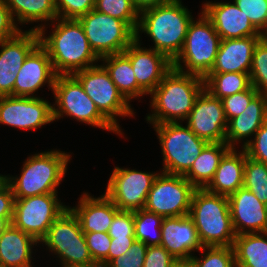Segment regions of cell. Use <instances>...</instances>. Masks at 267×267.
I'll return each mask as SVG.
<instances>
[{"label":"cell","mask_w":267,"mask_h":267,"mask_svg":"<svg viewBox=\"0 0 267 267\" xmlns=\"http://www.w3.org/2000/svg\"><path fill=\"white\" fill-rule=\"evenodd\" d=\"M94 9L124 21L136 32L140 12L135 8L132 0H95Z\"/></svg>","instance_id":"35"},{"label":"cell","mask_w":267,"mask_h":267,"mask_svg":"<svg viewBox=\"0 0 267 267\" xmlns=\"http://www.w3.org/2000/svg\"><path fill=\"white\" fill-rule=\"evenodd\" d=\"M237 152L230 148L221 158L212 181L205 188L208 192L228 197L243 187L246 152L243 148Z\"/></svg>","instance_id":"25"},{"label":"cell","mask_w":267,"mask_h":267,"mask_svg":"<svg viewBox=\"0 0 267 267\" xmlns=\"http://www.w3.org/2000/svg\"><path fill=\"white\" fill-rule=\"evenodd\" d=\"M73 76L80 82L99 111L122 132L116 119L117 116L133 117L135 112L131 104L119 92L102 64L78 71Z\"/></svg>","instance_id":"10"},{"label":"cell","mask_w":267,"mask_h":267,"mask_svg":"<svg viewBox=\"0 0 267 267\" xmlns=\"http://www.w3.org/2000/svg\"><path fill=\"white\" fill-rule=\"evenodd\" d=\"M249 76L251 85L259 93L267 95V35L255 46Z\"/></svg>","instance_id":"36"},{"label":"cell","mask_w":267,"mask_h":267,"mask_svg":"<svg viewBox=\"0 0 267 267\" xmlns=\"http://www.w3.org/2000/svg\"><path fill=\"white\" fill-rule=\"evenodd\" d=\"M39 242L12 224L0 236L1 267H33L32 251Z\"/></svg>","instance_id":"26"},{"label":"cell","mask_w":267,"mask_h":267,"mask_svg":"<svg viewBox=\"0 0 267 267\" xmlns=\"http://www.w3.org/2000/svg\"><path fill=\"white\" fill-rule=\"evenodd\" d=\"M41 243L47 246L49 252L57 255L62 267H81L95 263L79 220L69 207L53 222Z\"/></svg>","instance_id":"9"},{"label":"cell","mask_w":267,"mask_h":267,"mask_svg":"<svg viewBox=\"0 0 267 267\" xmlns=\"http://www.w3.org/2000/svg\"><path fill=\"white\" fill-rule=\"evenodd\" d=\"M13 217H0V236L4 233V231L11 224Z\"/></svg>","instance_id":"52"},{"label":"cell","mask_w":267,"mask_h":267,"mask_svg":"<svg viewBox=\"0 0 267 267\" xmlns=\"http://www.w3.org/2000/svg\"><path fill=\"white\" fill-rule=\"evenodd\" d=\"M135 8L141 12L147 8L160 6L173 0H132Z\"/></svg>","instance_id":"50"},{"label":"cell","mask_w":267,"mask_h":267,"mask_svg":"<svg viewBox=\"0 0 267 267\" xmlns=\"http://www.w3.org/2000/svg\"><path fill=\"white\" fill-rule=\"evenodd\" d=\"M53 22L57 24L53 25L54 30L48 36H45L46 25L43 23L29 30L39 32L40 44L48 52L56 75H73L100 61L78 20L57 18Z\"/></svg>","instance_id":"1"},{"label":"cell","mask_w":267,"mask_h":267,"mask_svg":"<svg viewBox=\"0 0 267 267\" xmlns=\"http://www.w3.org/2000/svg\"><path fill=\"white\" fill-rule=\"evenodd\" d=\"M202 258L192 256L196 267H236L233 246L203 247Z\"/></svg>","instance_id":"37"},{"label":"cell","mask_w":267,"mask_h":267,"mask_svg":"<svg viewBox=\"0 0 267 267\" xmlns=\"http://www.w3.org/2000/svg\"><path fill=\"white\" fill-rule=\"evenodd\" d=\"M16 24L51 21L58 18L55 0H5ZM17 19V20H16ZM18 21V23H17Z\"/></svg>","instance_id":"31"},{"label":"cell","mask_w":267,"mask_h":267,"mask_svg":"<svg viewBox=\"0 0 267 267\" xmlns=\"http://www.w3.org/2000/svg\"><path fill=\"white\" fill-rule=\"evenodd\" d=\"M40 43L39 32L20 31L12 38L0 42V69L17 73L28 54Z\"/></svg>","instance_id":"28"},{"label":"cell","mask_w":267,"mask_h":267,"mask_svg":"<svg viewBox=\"0 0 267 267\" xmlns=\"http://www.w3.org/2000/svg\"><path fill=\"white\" fill-rule=\"evenodd\" d=\"M232 3L209 1L202 6V11L213 23L221 40L264 36L254 27L235 2Z\"/></svg>","instance_id":"20"},{"label":"cell","mask_w":267,"mask_h":267,"mask_svg":"<svg viewBox=\"0 0 267 267\" xmlns=\"http://www.w3.org/2000/svg\"><path fill=\"white\" fill-rule=\"evenodd\" d=\"M16 77L17 73L0 69V96H13Z\"/></svg>","instance_id":"49"},{"label":"cell","mask_w":267,"mask_h":267,"mask_svg":"<svg viewBox=\"0 0 267 267\" xmlns=\"http://www.w3.org/2000/svg\"><path fill=\"white\" fill-rule=\"evenodd\" d=\"M69 208L78 218L84 233H107L114 215L119 211L105 193L96 198L85 192L81 195L78 205Z\"/></svg>","instance_id":"23"},{"label":"cell","mask_w":267,"mask_h":267,"mask_svg":"<svg viewBox=\"0 0 267 267\" xmlns=\"http://www.w3.org/2000/svg\"><path fill=\"white\" fill-rule=\"evenodd\" d=\"M141 45L140 37H135L123 53L130 59L137 84L150 94L172 68V62L153 47L147 49Z\"/></svg>","instance_id":"17"},{"label":"cell","mask_w":267,"mask_h":267,"mask_svg":"<svg viewBox=\"0 0 267 267\" xmlns=\"http://www.w3.org/2000/svg\"><path fill=\"white\" fill-rule=\"evenodd\" d=\"M147 245L141 241L135 240L130 249L112 259L108 267H143Z\"/></svg>","instance_id":"42"},{"label":"cell","mask_w":267,"mask_h":267,"mask_svg":"<svg viewBox=\"0 0 267 267\" xmlns=\"http://www.w3.org/2000/svg\"><path fill=\"white\" fill-rule=\"evenodd\" d=\"M258 93L259 92L251 85L243 92H238L221 99L227 122L241 115Z\"/></svg>","instance_id":"39"},{"label":"cell","mask_w":267,"mask_h":267,"mask_svg":"<svg viewBox=\"0 0 267 267\" xmlns=\"http://www.w3.org/2000/svg\"><path fill=\"white\" fill-rule=\"evenodd\" d=\"M15 197L8 182L0 179V217H13Z\"/></svg>","instance_id":"47"},{"label":"cell","mask_w":267,"mask_h":267,"mask_svg":"<svg viewBox=\"0 0 267 267\" xmlns=\"http://www.w3.org/2000/svg\"><path fill=\"white\" fill-rule=\"evenodd\" d=\"M233 249L236 267H267V232L237 235Z\"/></svg>","instance_id":"30"},{"label":"cell","mask_w":267,"mask_h":267,"mask_svg":"<svg viewBox=\"0 0 267 267\" xmlns=\"http://www.w3.org/2000/svg\"><path fill=\"white\" fill-rule=\"evenodd\" d=\"M204 89V78L172 67L149 94L153 111L146 116V121L151 125L186 121Z\"/></svg>","instance_id":"2"},{"label":"cell","mask_w":267,"mask_h":267,"mask_svg":"<svg viewBox=\"0 0 267 267\" xmlns=\"http://www.w3.org/2000/svg\"><path fill=\"white\" fill-rule=\"evenodd\" d=\"M53 105L40 97L0 96V124L36 130L54 122Z\"/></svg>","instance_id":"15"},{"label":"cell","mask_w":267,"mask_h":267,"mask_svg":"<svg viewBox=\"0 0 267 267\" xmlns=\"http://www.w3.org/2000/svg\"><path fill=\"white\" fill-rule=\"evenodd\" d=\"M243 187L267 205V164L253 160L246 155Z\"/></svg>","instance_id":"34"},{"label":"cell","mask_w":267,"mask_h":267,"mask_svg":"<svg viewBox=\"0 0 267 267\" xmlns=\"http://www.w3.org/2000/svg\"><path fill=\"white\" fill-rule=\"evenodd\" d=\"M95 7V0H55L58 18L78 19Z\"/></svg>","instance_id":"40"},{"label":"cell","mask_w":267,"mask_h":267,"mask_svg":"<svg viewBox=\"0 0 267 267\" xmlns=\"http://www.w3.org/2000/svg\"><path fill=\"white\" fill-rule=\"evenodd\" d=\"M135 240V237L111 238V244L108 253V263L112 259L119 257L123 253H126L135 242Z\"/></svg>","instance_id":"48"},{"label":"cell","mask_w":267,"mask_h":267,"mask_svg":"<svg viewBox=\"0 0 267 267\" xmlns=\"http://www.w3.org/2000/svg\"><path fill=\"white\" fill-rule=\"evenodd\" d=\"M231 221L237 235L267 232V205L245 187L228 196Z\"/></svg>","instance_id":"19"},{"label":"cell","mask_w":267,"mask_h":267,"mask_svg":"<svg viewBox=\"0 0 267 267\" xmlns=\"http://www.w3.org/2000/svg\"><path fill=\"white\" fill-rule=\"evenodd\" d=\"M189 216L194 221L203 247L233 246L236 234L227 196L195 189Z\"/></svg>","instance_id":"5"},{"label":"cell","mask_w":267,"mask_h":267,"mask_svg":"<svg viewBox=\"0 0 267 267\" xmlns=\"http://www.w3.org/2000/svg\"><path fill=\"white\" fill-rule=\"evenodd\" d=\"M191 12L181 0H173L140 12L135 37L146 33L153 42L154 50L163 53L171 62L180 53L190 22Z\"/></svg>","instance_id":"3"},{"label":"cell","mask_w":267,"mask_h":267,"mask_svg":"<svg viewBox=\"0 0 267 267\" xmlns=\"http://www.w3.org/2000/svg\"><path fill=\"white\" fill-rule=\"evenodd\" d=\"M254 27L267 35V0H233Z\"/></svg>","instance_id":"38"},{"label":"cell","mask_w":267,"mask_h":267,"mask_svg":"<svg viewBox=\"0 0 267 267\" xmlns=\"http://www.w3.org/2000/svg\"><path fill=\"white\" fill-rule=\"evenodd\" d=\"M267 121V95L258 93L250 102L245 111L227 122L226 144L236 148L237 142L243 141L241 148L246 146L248 140ZM245 140V141H244Z\"/></svg>","instance_id":"24"},{"label":"cell","mask_w":267,"mask_h":267,"mask_svg":"<svg viewBox=\"0 0 267 267\" xmlns=\"http://www.w3.org/2000/svg\"><path fill=\"white\" fill-rule=\"evenodd\" d=\"M56 76L48 52L39 43L28 54L22 67L17 72L13 96L36 97L34 94L45 83L53 91Z\"/></svg>","instance_id":"18"},{"label":"cell","mask_w":267,"mask_h":267,"mask_svg":"<svg viewBox=\"0 0 267 267\" xmlns=\"http://www.w3.org/2000/svg\"><path fill=\"white\" fill-rule=\"evenodd\" d=\"M163 217L146 209L134 211V234L147 246L160 245Z\"/></svg>","instance_id":"33"},{"label":"cell","mask_w":267,"mask_h":267,"mask_svg":"<svg viewBox=\"0 0 267 267\" xmlns=\"http://www.w3.org/2000/svg\"><path fill=\"white\" fill-rule=\"evenodd\" d=\"M53 120H59L64 114L68 117L96 126L118 135H122L87 96L80 82L73 75H57L54 81ZM55 105V106H54Z\"/></svg>","instance_id":"7"},{"label":"cell","mask_w":267,"mask_h":267,"mask_svg":"<svg viewBox=\"0 0 267 267\" xmlns=\"http://www.w3.org/2000/svg\"><path fill=\"white\" fill-rule=\"evenodd\" d=\"M77 20L83 27L91 49L99 59L123 53L135 40V32L124 21L95 9Z\"/></svg>","instance_id":"11"},{"label":"cell","mask_w":267,"mask_h":267,"mask_svg":"<svg viewBox=\"0 0 267 267\" xmlns=\"http://www.w3.org/2000/svg\"><path fill=\"white\" fill-rule=\"evenodd\" d=\"M103 67L117 86L119 92L130 103L132 99L148 95L138 84L130 59L124 53L113 54L100 58ZM105 64V65H104Z\"/></svg>","instance_id":"27"},{"label":"cell","mask_w":267,"mask_h":267,"mask_svg":"<svg viewBox=\"0 0 267 267\" xmlns=\"http://www.w3.org/2000/svg\"><path fill=\"white\" fill-rule=\"evenodd\" d=\"M107 233L111 238L135 237L134 211L119 210L114 215Z\"/></svg>","instance_id":"43"},{"label":"cell","mask_w":267,"mask_h":267,"mask_svg":"<svg viewBox=\"0 0 267 267\" xmlns=\"http://www.w3.org/2000/svg\"><path fill=\"white\" fill-rule=\"evenodd\" d=\"M199 15L198 21L190 22L183 47L172 61V67L204 78L214 65L221 38L204 12Z\"/></svg>","instance_id":"6"},{"label":"cell","mask_w":267,"mask_h":267,"mask_svg":"<svg viewBox=\"0 0 267 267\" xmlns=\"http://www.w3.org/2000/svg\"><path fill=\"white\" fill-rule=\"evenodd\" d=\"M174 260L163 246H148L143 267H170Z\"/></svg>","instance_id":"45"},{"label":"cell","mask_w":267,"mask_h":267,"mask_svg":"<svg viewBox=\"0 0 267 267\" xmlns=\"http://www.w3.org/2000/svg\"><path fill=\"white\" fill-rule=\"evenodd\" d=\"M161 144L163 170L168 174L185 175L208 142L197 137L181 122L153 125Z\"/></svg>","instance_id":"8"},{"label":"cell","mask_w":267,"mask_h":267,"mask_svg":"<svg viewBox=\"0 0 267 267\" xmlns=\"http://www.w3.org/2000/svg\"><path fill=\"white\" fill-rule=\"evenodd\" d=\"M187 126L208 143H226L227 120L222 101L203 90L186 119Z\"/></svg>","instance_id":"16"},{"label":"cell","mask_w":267,"mask_h":267,"mask_svg":"<svg viewBox=\"0 0 267 267\" xmlns=\"http://www.w3.org/2000/svg\"><path fill=\"white\" fill-rule=\"evenodd\" d=\"M68 207L58 200L57 193L15 198L11 224L40 242Z\"/></svg>","instance_id":"12"},{"label":"cell","mask_w":267,"mask_h":267,"mask_svg":"<svg viewBox=\"0 0 267 267\" xmlns=\"http://www.w3.org/2000/svg\"><path fill=\"white\" fill-rule=\"evenodd\" d=\"M170 267H196L193 258L175 259Z\"/></svg>","instance_id":"51"},{"label":"cell","mask_w":267,"mask_h":267,"mask_svg":"<svg viewBox=\"0 0 267 267\" xmlns=\"http://www.w3.org/2000/svg\"><path fill=\"white\" fill-rule=\"evenodd\" d=\"M86 244L94 262L108 264L111 237L105 232L84 233Z\"/></svg>","instance_id":"41"},{"label":"cell","mask_w":267,"mask_h":267,"mask_svg":"<svg viewBox=\"0 0 267 267\" xmlns=\"http://www.w3.org/2000/svg\"><path fill=\"white\" fill-rule=\"evenodd\" d=\"M195 189L183 175L161 171L148 193L144 209L163 218L189 215Z\"/></svg>","instance_id":"13"},{"label":"cell","mask_w":267,"mask_h":267,"mask_svg":"<svg viewBox=\"0 0 267 267\" xmlns=\"http://www.w3.org/2000/svg\"><path fill=\"white\" fill-rule=\"evenodd\" d=\"M160 245L175 259L192 258V251L203 248L194 221L189 215L163 218Z\"/></svg>","instance_id":"21"},{"label":"cell","mask_w":267,"mask_h":267,"mask_svg":"<svg viewBox=\"0 0 267 267\" xmlns=\"http://www.w3.org/2000/svg\"><path fill=\"white\" fill-rule=\"evenodd\" d=\"M81 267H108V265L105 264V263L95 262V263H93L91 265L81 266Z\"/></svg>","instance_id":"53"},{"label":"cell","mask_w":267,"mask_h":267,"mask_svg":"<svg viewBox=\"0 0 267 267\" xmlns=\"http://www.w3.org/2000/svg\"><path fill=\"white\" fill-rule=\"evenodd\" d=\"M248 143L243 147L247 157L267 164V121L262 124Z\"/></svg>","instance_id":"44"},{"label":"cell","mask_w":267,"mask_h":267,"mask_svg":"<svg viewBox=\"0 0 267 267\" xmlns=\"http://www.w3.org/2000/svg\"><path fill=\"white\" fill-rule=\"evenodd\" d=\"M205 90L220 100L243 92L251 86L249 73H208L204 77Z\"/></svg>","instance_id":"32"},{"label":"cell","mask_w":267,"mask_h":267,"mask_svg":"<svg viewBox=\"0 0 267 267\" xmlns=\"http://www.w3.org/2000/svg\"><path fill=\"white\" fill-rule=\"evenodd\" d=\"M230 149L226 143H208L184 175L196 189H205L212 181L221 158Z\"/></svg>","instance_id":"29"},{"label":"cell","mask_w":267,"mask_h":267,"mask_svg":"<svg viewBox=\"0 0 267 267\" xmlns=\"http://www.w3.org/2000/svg\"><path fill=\"white\" fill-rule=\"evenodd\" d=\"M72 156L60 150L35 153L25 162L20 176H3L15 198L58 193L57 188L65 177Z\"/></svg>","instance_id":"4"},{"label":"cell","mask_w":267,"mask_h":267,"mask_svg":"<svg viewBox=\"0 0 267 267\" xmlns=\"http://www.w3.org/2000/svg\"><path fill=\"white\" fill-rule=\"evenodd\" d=\"M21 29L16 24L6 1L0 0V42L17 35Z\"/></svg>","instance_id":"46"},{"label":"cell","mask_w":267,"mask_h":267,"mask_svg":"<svg viewBox=\"0 0 267 267\" xmlns=\"http://www.w3.org/2000/svg\"><path fill=\"white\" fill-rule=\"evenodd\" d=\"M262 37L221 40L214 65L209 73H250L254 49Z\"/></svg>","instance_id":"22"},{"label":"cell","mask_w":267,"mask_h":267,"mask_svg":"<svg viewBox=\"0 0 267 267\" xmlns=\"http://www.w3.org/2000/svg\"><path fill=\"white\" fill-rule=\"evenodd\" d=\"M105 195L119 210L136 211L145 207L148 193L159 173L115 167Z\"/></svg>","instance_id":"14"}]
</instances>
